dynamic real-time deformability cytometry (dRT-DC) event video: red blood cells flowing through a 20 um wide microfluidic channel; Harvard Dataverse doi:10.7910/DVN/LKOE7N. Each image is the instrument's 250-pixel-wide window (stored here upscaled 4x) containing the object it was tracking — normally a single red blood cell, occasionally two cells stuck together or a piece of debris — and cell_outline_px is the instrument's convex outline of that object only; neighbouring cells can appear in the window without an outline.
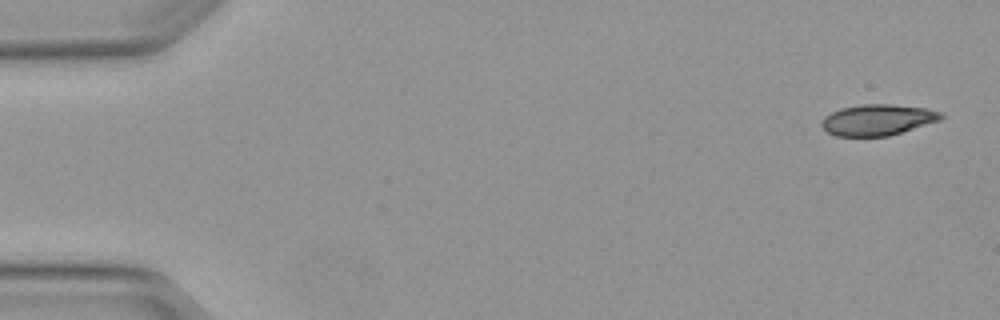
{"species": "Egyptian fruit bat (a non-hibernating species)", "species_latin": "Rousettus aegyptiacus", "temperature_condition": "warm", "stored_images_in_passage": 4, "camera_frame_rate_fps": 3000, "um_per_image_px": 0.085, "animal": {"sex": "female"}, "frame": {"image": 1, "passage_image": 1, "time_ms": 0.0, "image_size_px": [1000, 320], "cell_outline_px": [[944, 116], [940, 120], [888, 136], [836, 136], [828, 132], [820, 124], [824, 116], [840, 108], [864, 104], [892, 104], [924, 108], [940, 112]], "centroid_in_image_um": [74.57, 10.18], "position_along_channel_um": 10.4, "area_um2": 21.39}}